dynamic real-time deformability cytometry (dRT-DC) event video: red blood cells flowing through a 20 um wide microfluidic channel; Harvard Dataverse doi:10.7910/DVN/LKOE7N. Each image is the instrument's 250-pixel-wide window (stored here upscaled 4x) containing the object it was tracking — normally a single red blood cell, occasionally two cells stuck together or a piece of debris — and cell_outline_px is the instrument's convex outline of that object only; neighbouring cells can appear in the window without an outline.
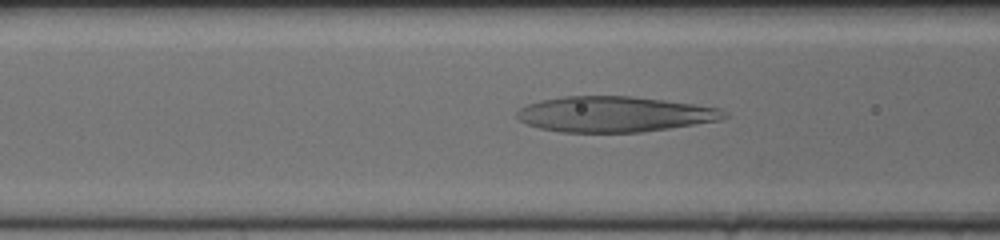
{"species": "human", "species_latin": "Homo sapiens", "temperature_condition": "cold", "stored_images_in_passage": 55, "camera_frame_rate_fps": 3000, "um_per_image_px": 0.085, "donor": {"sex": "female"}, "frame": {"image": 1, "passage_image": 21, "time_ms": 6.667, "image_size_px": [1000, 240], "cell_outline_px": [[728, 116], [720, 120], [644, 132], [560, 132], [540, 128], [528, 124], [520, 120], [516, 116], [516, 112], [520, 108], [528, 104], [540, 100], [560, 96], [632, 96], [664, 100], [720, 108], [728, 112]], "centroid_in_image_um": [52.22, 9.7], "position_along_channel_um": 114.4, "area_um2": 42.95}}
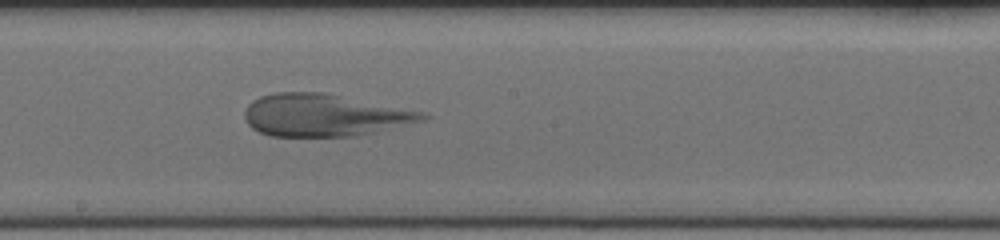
{"frame": {"image": 2, "passage_image": 30, "time_ms": 9.667, "image_size_px": [1000, 240], "cell_outline_px": [[432, 116], [428, 120], [372, 132], [352, 136], [272, 136], [260, 132], [252, 128], [248, 124], [244, 116], [244, 112], [248, 104], [252, 100], [260, 96], [276, 92], [328, 92], [424, 112]], "centroid_in_image_um": [27.58, 9.77], "position_along_channel_um": 220.6, "area_um2": 44.1}}
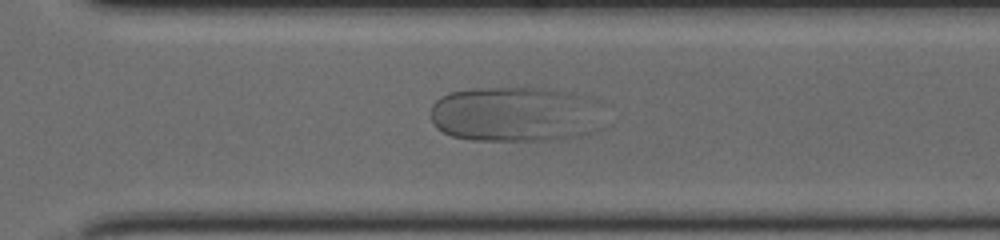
{"frame": {"image": 3, "passage_image": 39, "time_ms": 12.667, "image_size_px": [1000, 240], "cell_outline_px": [[580, 136], [548, 140], [472, 140], [452, 136], [436, 128], [432, 124], [432, 104], [440, 96], [448, 92], [468, 88], [544, 88], [572, 92], [580, 96]], "centroid_in_image_um": [43.19, 9.69], "position_along_channel_um": 327.4, "area_um2": 51.44}}